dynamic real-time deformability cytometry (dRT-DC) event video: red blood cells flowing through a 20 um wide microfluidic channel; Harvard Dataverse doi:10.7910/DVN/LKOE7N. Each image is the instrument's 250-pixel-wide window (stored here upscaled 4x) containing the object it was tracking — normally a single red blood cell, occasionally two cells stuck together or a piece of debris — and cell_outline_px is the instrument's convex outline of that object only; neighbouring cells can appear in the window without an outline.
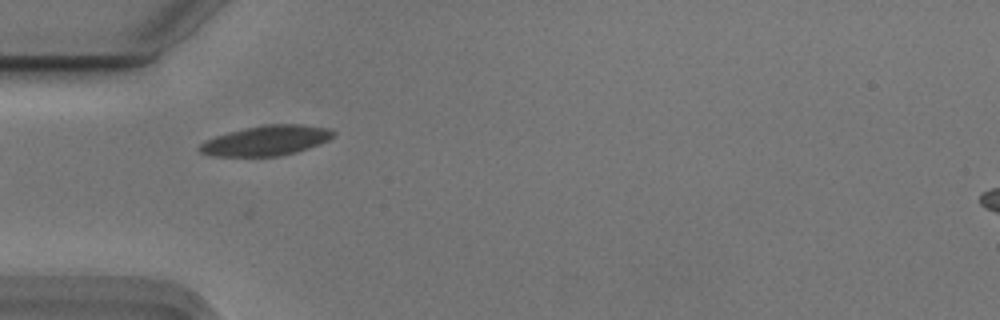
{"species": "Egyptian fruit bat (a non-hibernating species)", "species_latin": "Rousettus aegyptiacus", "temperature_condition": "cold", "stored_images_in_passage": 5, "camera_frame_rate_fps": 3000, "um_per_image_px": 0.085, "animal": {"sex": "male"}, "frame": {"image": 1, "passage_image": 1, "time_ms": 0.0, "image_size_px": [1000, 320], "cell_outline_px": [[336, 132], [328, 140], [320, 144], [296, 152], [276, 156], [212, 156], [200, 152], [196, 148], [204, 140], [228, 132], [244, 128], [264, 124], [304, 124], [328, 128]], "centroid_in_image_um": [22.6, 11.94], "position_along_channel_um": 62.4, "area_um2": 23.47}}